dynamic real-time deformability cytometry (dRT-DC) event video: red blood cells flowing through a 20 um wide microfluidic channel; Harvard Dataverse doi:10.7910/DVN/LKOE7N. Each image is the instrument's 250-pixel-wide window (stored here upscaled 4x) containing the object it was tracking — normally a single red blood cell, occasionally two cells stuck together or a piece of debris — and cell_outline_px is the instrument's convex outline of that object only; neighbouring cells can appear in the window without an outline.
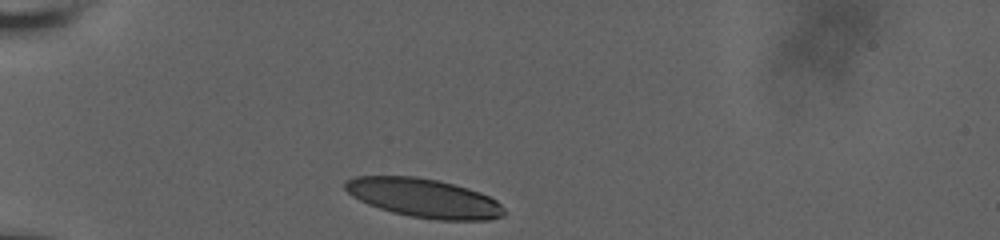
{"species": "human", "species_latin": "Homo sapiens", "temperature_condition": "room temperature", "stored_images_in_passage": 33, "camera_frame_rate_fps": 3000, "um_per_image_px": 0.085, "donor": {"sex": "male"}, "frame": {"image": 1, "passage_image": 1, "time_ms": 0.0, "image_size_px": [1000, 240], "cell_outline_px": [[504, 216], [488, 220], [436, 220], [412, 216], [392, 212], [368, 204], [352, 196], [344, 188], [344, 180], [352, 176], [416, 176], [436, 180], [468, 188], [480, 192], [496, 200], [504, 208]], "centroid_in_image_um": [36.01, 16.83], "position_along_channel_um": 49.0, "area_um2": 36.01}}
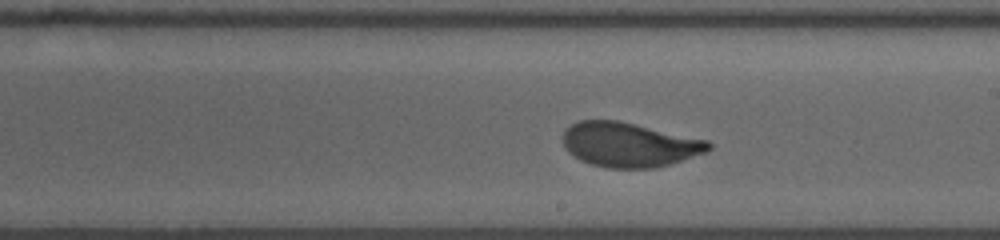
{"frame": {"image": 2, "passage_image": 19, "time_ms": 6.0, "image_size_px": [1000, 240], "cell_outline_px": [[712, 148], [708, 152], [656, 168], [608, 168], [592, 164], [580, 160], [568, 152], [564, 148], [564, 128], [580, 120], [616, 120], [708, 140], [712, 144]], "centroid_in_image_um": [53.49, 12.3], "position_along_channel_um": 235.5, "area_um2": 37.74}}
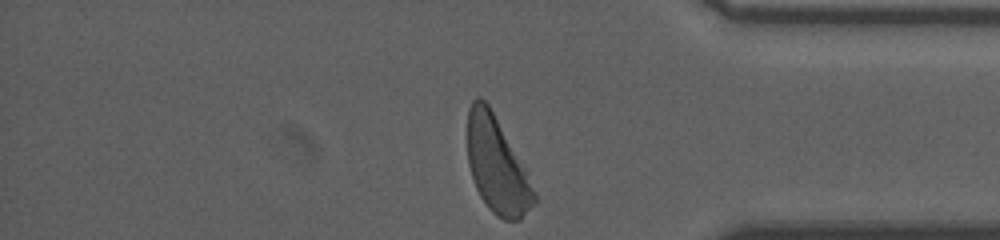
{"frame": {"image": 3, "passage_image": 33, "time_ms": 10.667, "image_size_px": [1000, 240], "cell_outline_px": [[536, 200], [520, 220], [504, 220], [496, 216], [488, 208], [480, 196], [476, 188], [468, 164], [468, 108], [472, 100], [476, 96], [480, 96], [488, 104], [528, 172], [536, 196]], "centroid_in_image_um": [42.23, 14.05], "position_along_channel_um": 393.0, "area_um2": 37.05}, "authors_computed_cell_mechanics": {"area_um2": 38.2058, "velocity_mm_per_s": 3.6501, "shape_relaxation_time_tau1_ms": 3.6817, "shape_relaxation_time_tau2_ms": null, "deformation_change_tau1": 0.1622, "deformation_change_tau2": null}}